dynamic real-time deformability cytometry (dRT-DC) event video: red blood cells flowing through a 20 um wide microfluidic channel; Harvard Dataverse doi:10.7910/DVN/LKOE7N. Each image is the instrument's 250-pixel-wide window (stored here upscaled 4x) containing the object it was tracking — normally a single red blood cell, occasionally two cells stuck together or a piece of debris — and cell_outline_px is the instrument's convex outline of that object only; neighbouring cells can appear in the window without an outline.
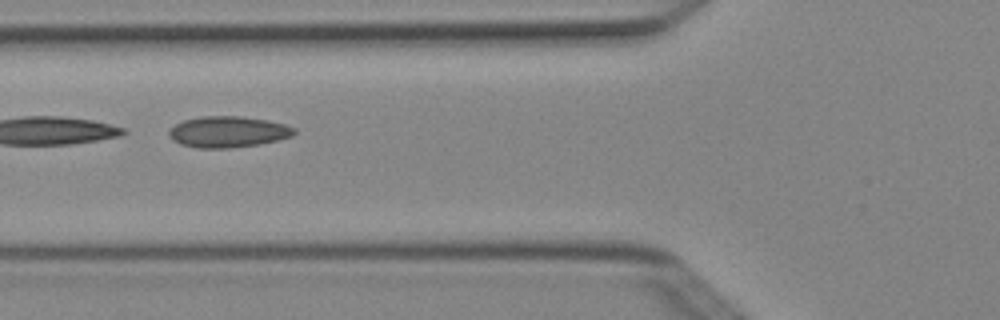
{"species": "Egyptian fruit bat (a non-hibernating species)", "species_latin": "Rousettus aegyptiacus", "temperature_condition": "cold", "stored_images_in_passage": 4, "camera_frame_rate_fps": 3000, "um_per_image_px": 0.085, "animal": {"sex": "female"}, "frame": {"image": 1, "passage_image": 4, "time_ms": 1.0, "image_size_px": [1000, 320], "cell_outline_px": [[296, 132], [292, 136], [260, 144], [232, 148], [196, 148], [180, 144], [172, 140], [168, 136], [168, 132], [176, 124], [184, 120], [200, 116], [240, 116], [268, 120], [284, 124], [296, 128]], "centroid_in_image_um": [19.37, 11.21], "position_along_channel_um": 106.4, "area_um2": 22.83}}